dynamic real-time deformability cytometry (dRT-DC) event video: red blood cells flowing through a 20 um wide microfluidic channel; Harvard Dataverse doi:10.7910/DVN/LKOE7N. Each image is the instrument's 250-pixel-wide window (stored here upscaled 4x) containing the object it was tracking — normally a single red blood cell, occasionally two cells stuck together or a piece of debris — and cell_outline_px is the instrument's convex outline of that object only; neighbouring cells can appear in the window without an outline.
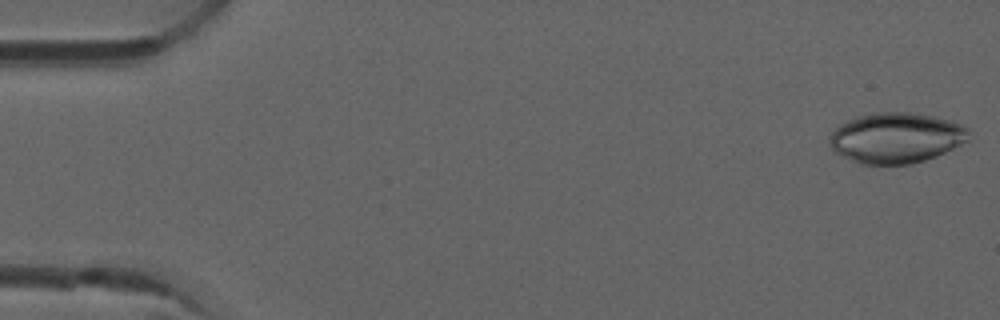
{"species": "common noctule bat (a hibernating species)", "species_latin": "Nyctalus noctula", "temperature_condition": "room temperature", "stored_images_in_passage": 51, "camera_frame_rate_fps": 3000, "um_per_image_px": 0.085, "animal": {"sex": "male", "forearm_length_mm": 52.5}, "frame": {"image": 1, "passage_image": 1, "time_ms": 0.0, "image_size_px": [1000, 320], "cell_outline_px": [[968, 140], [936, 156], [912, 164], [860, 164], [836, 152], [828, 144], [828, 136], [840, 124], [856, 116], [872, 112], [912, 112], [952, 120], [968, 128]], "centroid_in_image_um": [76.14, 11.7], "position_along_channel_um": 8.9, "area_um2": 40.98}}
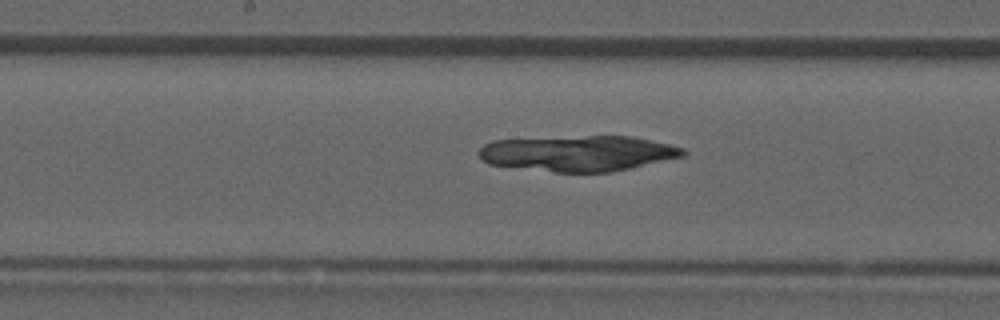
{"frame": {"image": 2, "passage_image": 26, "time_ms": 8.333, "image_size_px": [1000, 320], "cell_outline_px": [[688, 152], [684, 156], [628, 168], [608, 172], [556, 172], [488, 164], [480, 156], [480, 148], [484, 144], [492, 140], [588, 136], [632, 136], [668, 144], [684, 148]], "centroid_in_image_um": [49.15, 13.03], "position_along_channel_um": 199.0, "area_um2": 41.96}}